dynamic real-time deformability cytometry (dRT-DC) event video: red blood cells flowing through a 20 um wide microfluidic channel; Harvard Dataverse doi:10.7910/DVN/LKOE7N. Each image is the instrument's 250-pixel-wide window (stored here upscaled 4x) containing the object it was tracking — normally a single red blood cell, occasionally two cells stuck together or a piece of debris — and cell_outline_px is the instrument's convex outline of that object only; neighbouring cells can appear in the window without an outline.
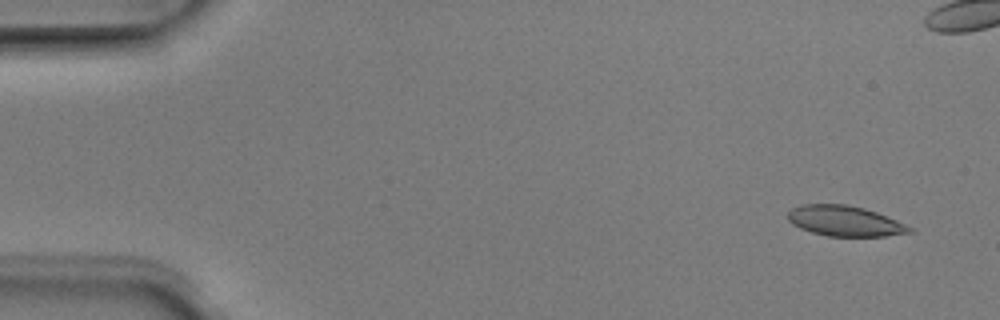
{"species": "Egyptian fruit bat (a non-hibernating species)", "species_latin": "Rousettus aegyptiacus", "temperature_condition": "room temperature", "stored_images_in_passage": 3, "camera_frame_rate_fps": 3000, "um_per_image_px": 0.085, "animal": {"sex": "male"}, "frame": {"image": 1, "passage_image": 1, "time_ms": 0.0, "image_size_px": [1000, 320], "cell_outline_px": [[916, 228], [912, 232], [884, 236], [828, 236], [812, 232], [800, 228], [792, 224], [788, 220], [788, 212], [792, 208], [800, 204], [848, 204], [864, 208], [876, 212]], "centroid_in_image_um": [71.81, 18.78], "position_along_channel_um": 13.2, "area_um2": 21.62}}